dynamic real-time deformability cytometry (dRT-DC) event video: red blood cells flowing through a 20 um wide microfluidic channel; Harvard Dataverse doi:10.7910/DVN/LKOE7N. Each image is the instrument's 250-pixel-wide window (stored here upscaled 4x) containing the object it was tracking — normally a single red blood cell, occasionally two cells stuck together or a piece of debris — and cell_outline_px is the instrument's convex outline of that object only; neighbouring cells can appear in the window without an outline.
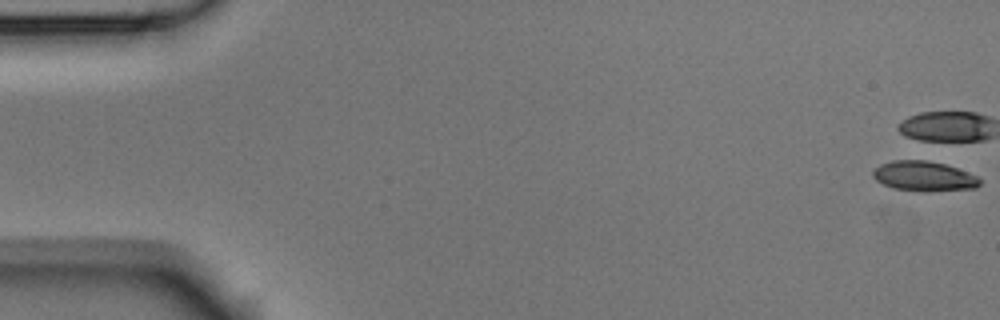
{"species": "Egyptian fruit bat (a non-hibernating species)", "species_latin": "Rousettus aegyptiacus", "temperature_condition": "room temperature", "stored_images_in_passage": 5, "camera_frame_rate_fps": 3000, "um_per_image_px": 0.085, "animal": {"sex": "male"}, "frame": {"image": 1, "passage_image": 1, "time_ms": 0.0, "image_size_px": [1000, 320], "cell_outline_px": [[980, 184], [976, 188], [924, 192], [892, 188], [876, 180], [872, 176], [872, 172], [880, 164], [892, 160], [920, 156], [968, 172], [976, 176], [980, 180]], "centroid_in_image_um": [78.5, 14.93], "position_along_channel_um": 6.5, "area_um2": 19.31}}